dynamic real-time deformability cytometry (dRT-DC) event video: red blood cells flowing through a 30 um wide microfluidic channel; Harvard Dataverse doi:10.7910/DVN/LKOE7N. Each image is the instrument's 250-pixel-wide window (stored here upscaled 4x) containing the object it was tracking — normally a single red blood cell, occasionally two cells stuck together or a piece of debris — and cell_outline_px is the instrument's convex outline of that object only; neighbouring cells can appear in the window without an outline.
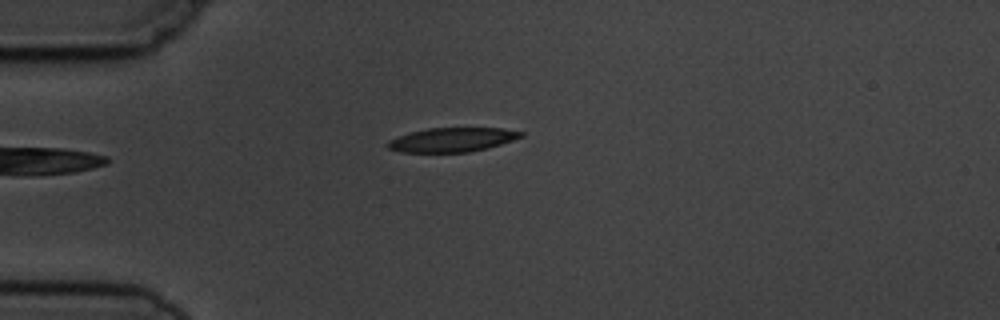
{"species": "common noctule bat (a hibernating species)", "species_latin": "Nyctalus noctula", "temperature_condition": "cold", "stored_images_in_passage": 4, "camera_frame_rate_fps": 3000, "um_per_image_px": 0.085, "animal": {"sex": "male", "body_mass_g": 19.5, "forearm_length_mm": 54.6}, "frame": {"image": 1, "passage_image": 4, "time_ms": 3.667, "image_size_px": [1000, 320], "cell_outline_px": [[524, 136], [488, 148], [468, 152], [400, 152], [388, 148], [384, 144], [388, 140], [412, 132], [428, 128], [500, 128], [524, 132]], "centroid_in_image_um": [38.42, 11.88], "position_along_channel_um": 46.6, "area_um2": 18.67}}